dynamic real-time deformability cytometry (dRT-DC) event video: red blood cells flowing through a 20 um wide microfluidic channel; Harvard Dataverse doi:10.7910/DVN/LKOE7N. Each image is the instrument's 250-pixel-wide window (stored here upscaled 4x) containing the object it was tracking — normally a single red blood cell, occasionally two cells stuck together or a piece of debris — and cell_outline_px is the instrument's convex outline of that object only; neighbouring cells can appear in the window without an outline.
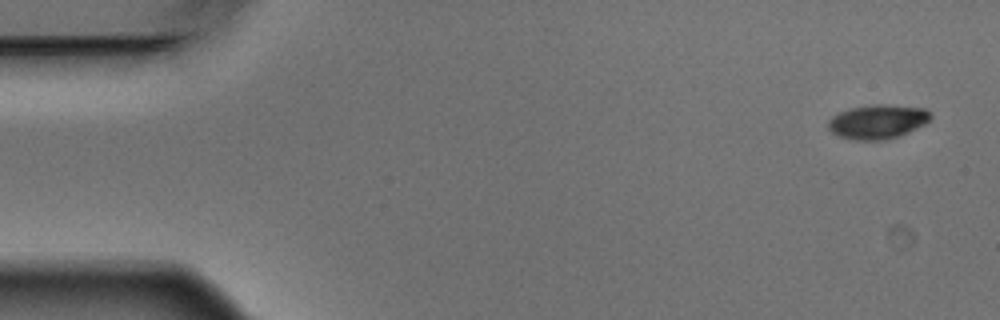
{"species": "Egyptian fruit bat (a non-hibernating species)", "species_latin": "Rousettus aegyptiacus", "temperature_condition": "warm", "stored_images_in_passage": 4, "camera_frame_rate_fps": 3000, "um_per_image_px": 0.085, "animal": {"sex": "male"}, "frame": {"image": 1, "passage_image": 1, "time_ms": 0.0, "image_size_px": [1000, 320], "cell_outline_px": [[932, 116], [924, 124], [908, 132], [896, 136], [880, 140], [856, 140], [840, 136], [832, 132], [828, 128], [828, 120], [832, 116], [848, 108], [872, 104], [884, 104], [924, 108], [932, 112]], "centroid_in_image_um": [74.59, 10.32], "position_along_channel_um": 10.4, "area_um2": 20.29}}
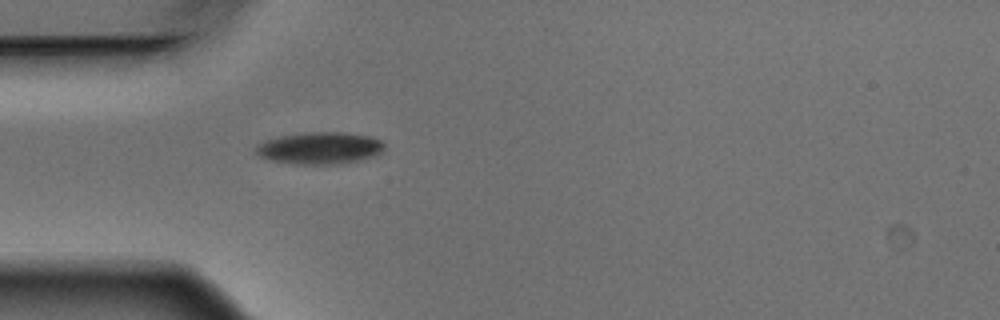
{"frame": {"image": 2, "passage_image": 4, "time_ms": 1.0, "image_size_px": [1000, 320], "cell_outline_px": [[384, 152], [376, 156], [360, 160], [336, 164], [292, 164], [272, 160], [260, 156], [256, 152], [256, 144], [264, 140], [280, 136], [312, 132], [344, 132], [368, 136], [384, 140]], "centroid_in_image_um": [27.23, 12.59], "position_along_channel_um": 57.8, "area_um2": 24.1}}